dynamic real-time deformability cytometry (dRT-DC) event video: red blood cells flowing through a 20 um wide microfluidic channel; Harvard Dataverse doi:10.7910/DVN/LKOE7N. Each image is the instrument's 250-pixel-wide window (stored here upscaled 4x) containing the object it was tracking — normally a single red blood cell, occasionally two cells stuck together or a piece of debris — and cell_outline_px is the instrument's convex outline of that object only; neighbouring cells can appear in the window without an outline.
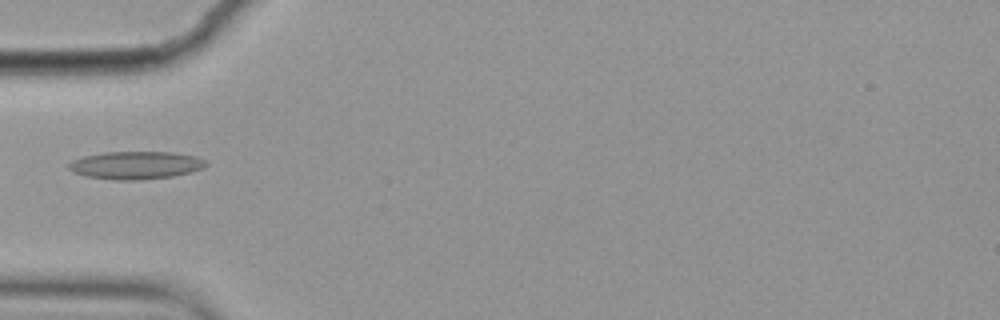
{"species": "common noctule bat (a hibernating species)", "species_latin": "Nyctalus noctula", "temperature_condition": "cold", "stored_images_in_passage": 10, "camera_frame_rate_fps": 3000, "um_per_image_px": 0.085, "animal": {"sex": "female", "body_mass_g": 19.9}, "frame": {"image": 1, "passage_image": 5, "time_ms": 1.333, "image_size_px": [1000, 320], "cell_outline_px": [[208, 164], [204, 168], [192, 172], [172, 176], [140, 180], [116, 180], [88, 176], [72, 172], [68, 168], [68, 164], [72, 160], [84, 156], [104, 152], [172, 152], [196, 156], [208, 160]], "centroid_in_image_um": [11.58, 14.04], "position_along_channel_um": 73.4, "area_um2": 22.37}}
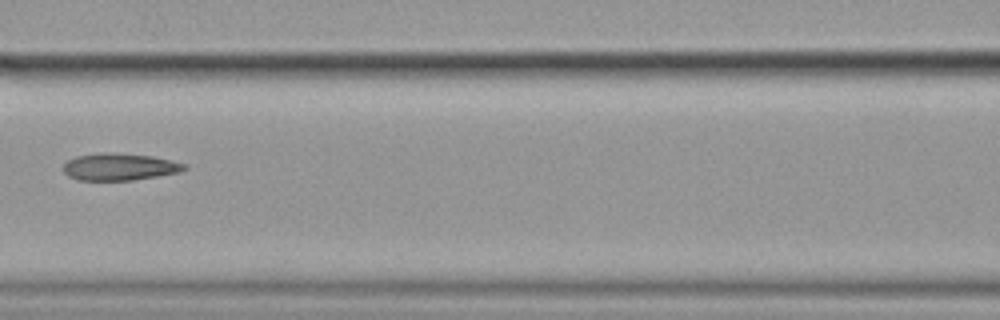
{"frame": {"image": 2, "passage_image": 7, "time_ms": 2.0, "image_size_px": [1000, 320], "cell_outline_px": [[188, 168], [180, 172], [132, 180], [76, 180], [68, 176], [64, 172], [64, 164], [68, 160], [76, 156], [100, 152], [108, 152], [152, 156], [188, 164]], "centroid_in_image_um": [10.16, 14.18], "position_along_channel_um": 156.4, "area_um2": 19.13}}
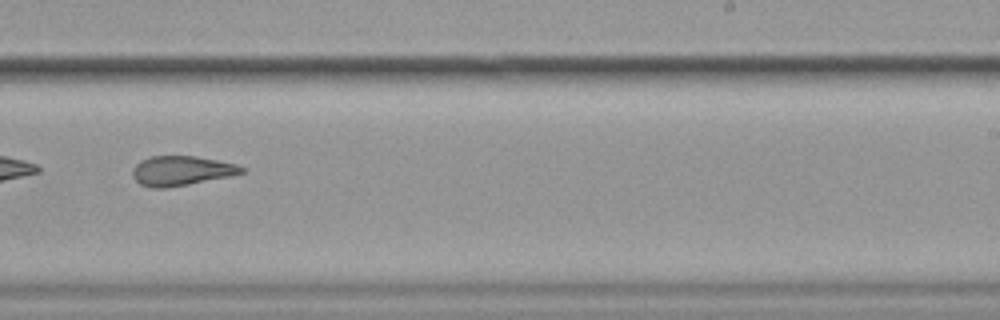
{"frame": {"image": 3, "passage_image": 10, "time_ms": 3.0, "image_size_px": [1000, 320], "cell_outline_px": [[244, 172], [232, 176], [168, 188], [152, 188], [140, 184], [132, 176], [132, 168], [140, 160], [152, 156], [196, 156], [236, 164], [244, 168]], "centroid_in_image_um": [15.39, 14.52], "position_along_channel_um": 273.6, "area_um2": 18.9}}